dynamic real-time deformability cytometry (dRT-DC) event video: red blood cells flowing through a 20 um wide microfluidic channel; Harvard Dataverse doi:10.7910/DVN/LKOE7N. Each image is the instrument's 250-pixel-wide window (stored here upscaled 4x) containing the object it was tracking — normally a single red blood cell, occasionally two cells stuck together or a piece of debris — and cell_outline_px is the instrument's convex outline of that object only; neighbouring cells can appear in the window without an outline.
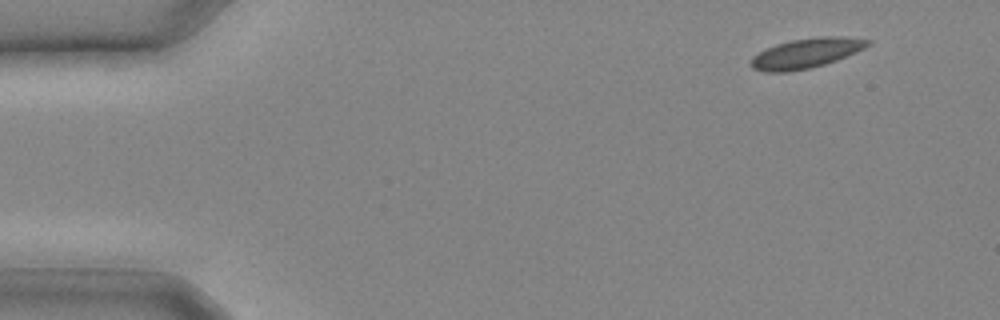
{"species": "common noctule bat (a hibernating species)", "species_latin": "Nyctalus noctula", "temperature_condition": "cold", "stored_images_in_passage": 17, "camera_frame_rate_fps": 3000, "um_per_image_px": 0.085, "animal": {"sex": "male", "body_mass_g": 20.4}, "frame": {"image": 1, "passage_image": 1, "time_ms": 0.0, "image_size_px": [1000, 320], "cell_outline_px": [[872, 44], [856, 52], [836, 60], [824, 64], [808, 68], [788, 72], [764, 72], [752, 68], [748, 64], [752, 56], [776, 44], [792, 40], [820, 36], [844, 36], [872, 40]], "centroid_in_image_um": [68.52, 4.52], "position_along_channel_um": 16.5, "area_um2": 20.35}}
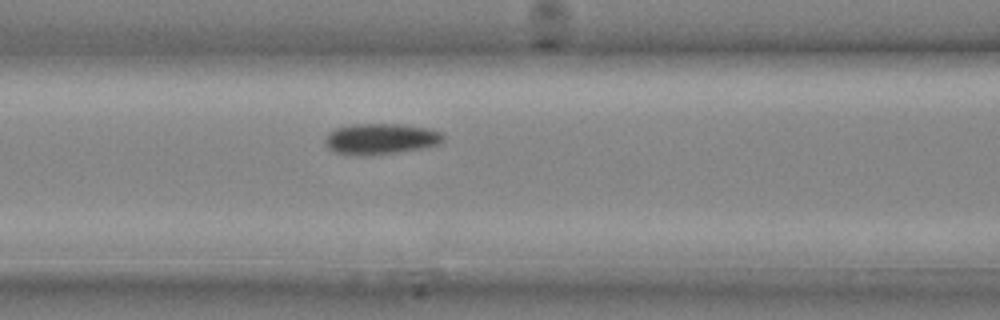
{"frame": {"image": 2, "passage_image": 10, "time_ms": 3.0, "image_size_px": [1000, 320], "cell_outline_px": [[444, 140], [440, 144], [424, 148], [400, 152], [372, 156], [352, 156], [336, 152], [328, 148], [324, 140], [336, 128], [352, 124], [400, 124], [428, 128], [440, 132], [444, 136]], "centroid_in_image_um": [32.39, 11.83], "position_along_channel_um": 134.2, "area_um2": 21.5}}
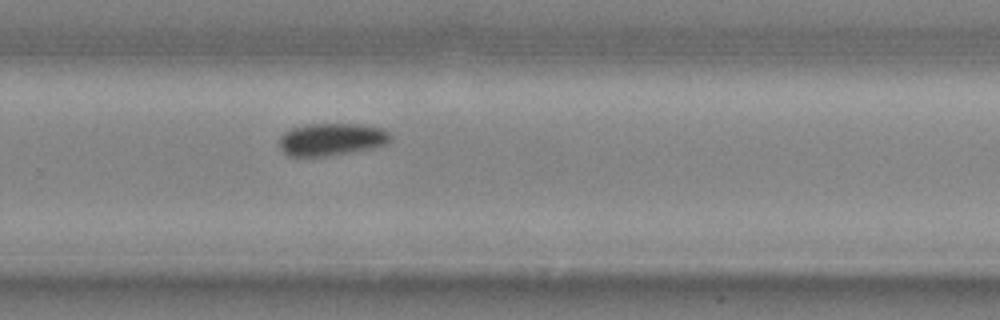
{"frame": {"image": 3, "passage_image": 17, "time_ms": 5.333, "image_size_px": [1000, 320], "cell_outline_px": [[392, 140], [388, 144], [372, 148], [352, 152], [324, 156], [288, 156], [280, 148], [280, 136], [284, 132], [292, 128], [304, 124], [356, 124], [380, 128], [388, 132], [392, 136]], "centroid_in_image_um": [28.19, 11.85], "position_along_channel_um": 301.6, "area_um2": 21.04}}